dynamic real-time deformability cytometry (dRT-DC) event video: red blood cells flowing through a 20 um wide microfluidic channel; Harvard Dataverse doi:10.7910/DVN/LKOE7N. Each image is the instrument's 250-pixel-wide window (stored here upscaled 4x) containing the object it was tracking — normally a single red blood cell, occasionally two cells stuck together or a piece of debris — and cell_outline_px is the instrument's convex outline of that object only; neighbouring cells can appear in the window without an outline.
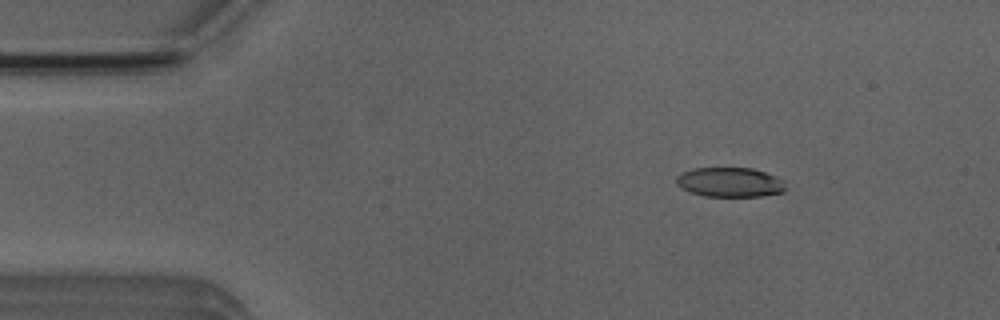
{"species": "Egyptian fruit bat (a non-hibernating species)", "species_latin": "Rousettus aegyptiacus", "temperature_condition": "room temperature", "stored_images_in_passage": 4, "camera_frame_rate_fps": 3000, "um_per_image_px": 0.085, "animal": {"sex": "male"}, "frame": {"image": 1, "passage_image": 2, "time_ms": 1.0, "image_size_px": [1000, 320], "cell_outline_px": [[788, 188], [784, 192], [760, 196], [704, 196], [688, 192], [680, 188], [676, 184], [676, 176], [680, 172], [692, 168], [752, 168], [776, 176], [784, 180]], "centroid_in_image_um": [62.03, 15.49], "position_along_channel_um": 23.0, "area_um2": 19.19}}